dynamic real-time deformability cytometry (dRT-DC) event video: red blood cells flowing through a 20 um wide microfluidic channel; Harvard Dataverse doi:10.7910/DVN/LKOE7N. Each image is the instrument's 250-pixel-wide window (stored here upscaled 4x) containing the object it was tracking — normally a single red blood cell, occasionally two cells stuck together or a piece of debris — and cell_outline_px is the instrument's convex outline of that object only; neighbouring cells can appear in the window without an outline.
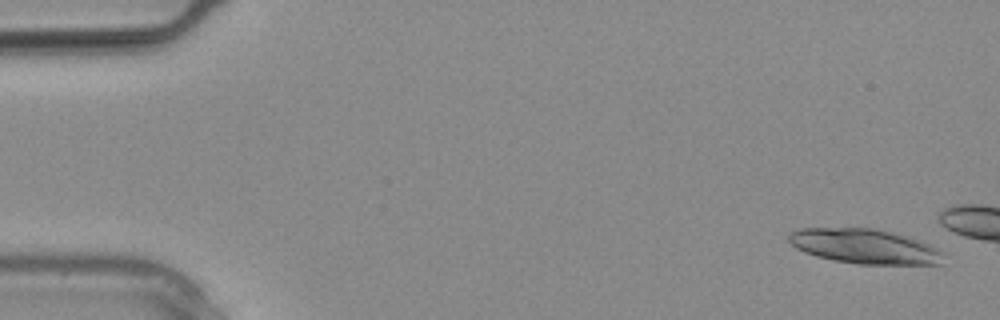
{"species": "common noctule bat (a hibernating species)", "species_latin": "Nyctalus noctula", "temperature_condition": "warm", "stored_images_in_passage": 8, "camera_frame_rate_fps": 3000, "um_per_image_px": 0.085, "animal": {"sex": "male", "body_mass_g": 20.4}, "frame": {"image": 1, "passage_image": 1, "time_ms": 0.0, "image_size_px": [1000, 320], "cell_outline_px": [[944, 252], [940, 264], [860, 264], [836, 260], [816, 256], [804, 252], [796, 248], [788, 240], [788, 236], [796, 228], [880, 228], [896, 232], [920, 240], [940, 248]], "centroid_in_image_um": [73.53, 20.92], "position_along_channel_um": 11.5, "area_um2": 31.56}}